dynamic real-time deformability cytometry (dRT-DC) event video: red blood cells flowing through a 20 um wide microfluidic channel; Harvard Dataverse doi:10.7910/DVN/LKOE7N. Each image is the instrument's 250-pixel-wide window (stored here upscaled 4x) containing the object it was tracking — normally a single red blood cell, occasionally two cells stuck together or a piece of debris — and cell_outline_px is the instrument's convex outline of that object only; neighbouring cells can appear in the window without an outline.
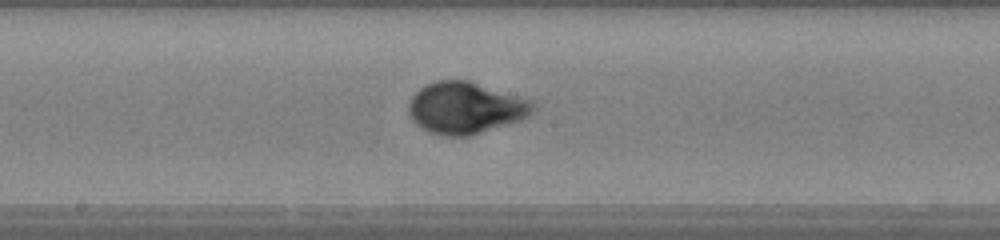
{"species": "human", "species_latin": "Homo sapiens", "temperature_condition": "warm", "stored_images_in_passage": 47, "camera_frame_rate_fps": 3000, "um_per_image_px": 0.085, "donor": {"sex": "female"}, "frame": {"image": 1, "passage_image": 24, "time_ms": 7.667, "image_size_px": [1000, 240], "cell_outline_px": [[536, 108], [528, 116], [520, 120], [468, 136], [444, 136], [428, 132], [420, 128], [412, 120], [408, 112], [408, 104], [412, 96], [420, 88], [436, 80], [468, 80], [532, 100]], "centroid_in_image_um": [39.54, 9.17], "position_along_channel_um": 208.7, "area_um2": 37.45}}
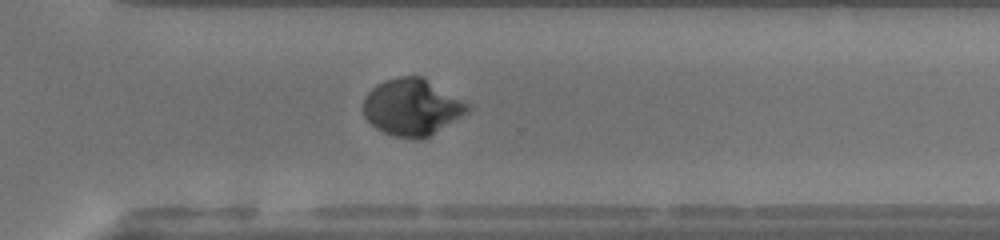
{"frame": {"image": 2, "passage_image": 33, "time_ms": 10.667, "image_size_px": [1000, 240], "cell_outline_px": [[472, 108], [468, 112], [424, 140], [416, 140], [392, 136], [376, 128], [364, 116], [364, 96], [376, 84], [384, 80], [400, 76], [424, 76], [468, 104]], "centroid_in_image_um": [35.01, 9.12], "position_along_channel_um": 335.6, "area_um2": 34.68}}
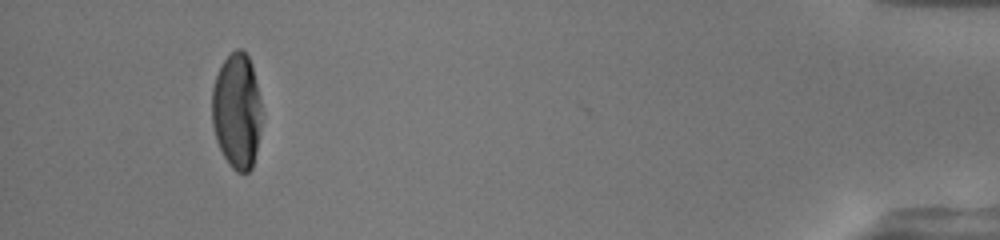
{"frame": {"image": 3, "passage_image": 44, "time_ms": 14.333, "image_size_px": [1000, 240], "cell_outline_px": [[264, 120], [252, 168], [248, 172], [236, 172], [228, 164], [216, 140], [212, 124], [212, 88], [220, 64], [236, 48], [240, 48], [248, 56], [252, 64], [260, 96], [264, 116]], "centroid_in_image_um": [20.16, 9.44], "position_along_channel_um": 415.0, "area_um2": 34.33}, "authors_computed_cell_mechanics": {"area_um2": 35.4314, "velocity_mm_per_s": 4.2485, "shape_relaxation_time_tau1_ms": 4.4275, "shape_relaxation_time_tau2_ms": null, "deformation_change_tau1": 0.2498, "deformation_change_tau2": null}}